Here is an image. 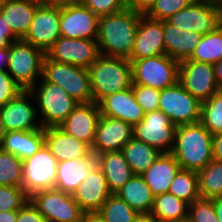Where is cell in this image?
Instances as JSON below:
<instances>
[{
  "mask_svg": "<svg viewBox=\"0 0 222 222\" xmlns=\"http://www.w3.org/2000/svg\"><path fill=\"white\" fill-rule=\"evenodd\" d=\"M143 14L124 9L118 13L99 17L97 44L100 55L129 58Z\"/></svg>",
  "mask_w": 222,
  "mask_h": 222,
  "instance_id": "cell-1",
  "label": "cell"
},
{
  "mask_svg": "<svg viewBox=\"0 0 222 222\" xmlns=\"http://www.w3.org/2000/svg\"><path fill=\"white\" fill-rule=\"evenodd\" d=\"M213 135L200 123L177 126L171 154L181 169L199 172L213 160Z\"/></svg>",
  "mask_w": 222,
  "mask_h": 222,
  "instance_id": "cell-2",
  "label": "cell"
},
{
  "mask_svg": "<svg viewBox=\"0 0 222 222\" xmlns=\"http://www.w3.org/2000/svg\"><path fill=\"white\" fill-rule=\"evenodd\" d=\"M87 70L95 103L132 87L131 62L127 58L100 55Z\"/></svg>",
  "mask_w": 222,
  "mask_h": 222,
  "instance_id": "cell-3",
  "label": "cell"
},
{
  "mask_svg": "<svg viewBox=\"0 0 222 222\" xmlns=\"http://www.w3.org/2000/svg\"><path fill=\"white\" fill-rule=\"evenodd\" d=\"M40 86L34 85L32 93L42 128L58 127L79 104L59 85L41 77Z\"/></svg>",
  "mask_w": 222,
  "mask_h": 222,
  "instance_id": "cell-4",
  "label": "cell"
},
{
  "mask_svg": "<svg viewBox=\"0 0 222 222\" xmlns=\"http://www.w3.org/2000/svg\"><path fill=\"white\" fill-rule=\"evenodd\" d=\"M42 77L61 86L78 103L93 102L89 73L86 68L43 59Z\"/></svg>",
  "mask_w": 222,
  "mask_h": 222,
  "instance_id": "cell-5",
  "label": "cell"
},
{
  "mask_svg": "<svg viewBox=\"0 0 222 222\" xmlns=\"http://www.w3.org/2000/svg\"><path fill=\"white\" fill-rule=\"evenodd\" d=\"M129 61L133 84L163 90L178 82L180 62L167 54Z\"/></svg>",
  "mask_w": 222,
  "mask_h": 222,
  "instance_id": "cell-6",
  "label": "cell"
},
{
  "mask_svg": "<svg viewBox=\"0 0 222 222\" xmlns=\"http://www.w3.org/2000/svg\"><path fill=\"white\" fill-rule=\"evenodd\" d=\"M45 56L42 50L19 39L10 45L7 72L23 90H30L42 77Z\"/></svg>",
  "mask_w": 222,
  "mask_h": 222,
  "instance_id": "cell-7",
  "label": "cell"
},
{
  "mask_svg": "<svg viewBox=\"0 0 222 222\" xmlns=\"http://www.w3.org/2000/svg\"><path fill=\"white\" fill-rule=\"evenodd\" d=\"M166 21L179 29L204 35L222 27V5L217 0H195Z\"/></svg>",
  "mask_w": 222,
  "mask_h": 222,
  "instance_id": "cell-8",
  "label": "cell"
},
{
  "mask_svg": "<svg viewBox=\"0 0 222 222\" xmlns=\"http://www.w3.org/2000/svg\"><path fill=\"white\" fill-rule=\"evenodd\" d=\"M29 200L46 222H81L84 214L72 194L55 188L34 192Z\"/></svg>",
  "mask_w": 222,
  "mask_h": 222,
  "instance_id": "cell-9",
  "label": "cell"
},
{
  "mask_svg": "<svg viewBox=\"0 0 222 222\" xmlns=\"http://www.w3.org/2000/svg\"><path fill=\"white\" fill-rule=\"evenodd\" d=\"M175 126L200 122L201 102L177 82L161 90L159 108Z\"/></svg>",
  "mask_w": 222,
  "mask_h": 222,
  "instance_id": "cell-10",
  "label": "cell"
},
{
  "mask_svg": "<svg viewBox=\"0 0 222 222\" xmlns=\"http://www.w3.org/2000/svg\"><path fill=\"white\" fill-rule=\"evenodd\" d=\"M22 162V188L28 196L40 190L54 188L58 161L45 144L33 156Z\"/></svg>",
  "mask_w": 222,
  "mask_h": 222,
  "instance_id": "cell-11",
  "label": "cell"
},
{
  "mask_svg": "<svg viewBox=\"0 0 222 222\" xmlns=\"http://www.w3.org/2000/svg\"><path fill=\"white\" fill-rule=\"evenodd\" d=\"M177 126L160 110L146 113L143 120L133 125V138L149 144L161 153H171Z\"/></svg>",
  "mask_w": 222,
  "mask_h": 222,
  "instance_id": "cell-12",
  "label": "cell"
},
{
  "mask_svg": "<svg viewBox=\"0 0 222 222\" xmlns=\"http://www.w3.org/2000/svg\"><path fill=\"white\" fill-rule=\"evenodd\" d=\"M178 82L201 103L218 90L213 64L183 60L179 64Z\"/></svg>",
  "mask_w": 222,
  "mask_h": 222,
  "instance_id": "cell-13",
  "label": "cell"
},
{
  "mask_svg": "<svg viewBox=\"0 0 222 222\" xmlns=\"http://www.w3.org/2000/svg\"><path fill=\"white\" fill-rule=\"evenodd\" d=\"M45 55L59 63L88 69L100 56V52L96 40L60 36Z\"/></svg>",
  "mask_w": 222,
  "mask_h": 222,
  "instance_id": "cell-14",
  "label": "cell"
},
{
  "mask_svg": "<svg viewBox=\"0 0 222 222\" xmlns=\"http://www.w3.org/2000/svg\"><path fill=\"white\" fill-rule=\"evenodd\" d=\"M34 101L32 93L29 90H23L4 106L0 107L2 120L7 132L42 129L37 107L33 105Z\"/></svg>",
  "mask_w": 222,
  "mask_h": 222,
  "instance_id": "cell-15",
  "label": "cell"
},
{
  "mask_svg": "<svg viewBox=\"0 0 222 222\" xmlns=\"http://www.w3.org/2000/svg\"><path fill=\"white\" fill-rule=\"evenodd\" d=\"M60 8L40 4L26 36L22 39L32 44L45 54L61 36Z\"/></svg>",
  "mask_w": 222,
  "mask_h": 222,
  "instance_id": "cell-16",
  "label": "cell"
},
{
  "mask_svg": "<svg viewBox=\"0 0 222 222\" xmlns=\"http://www.w3.org/2000/svg\"><path fill=\"white\" fill-rule=\"evenodd\" d=\"M99 17L80 2L60 8V34L71 39H97Z\"/></svg>",
  "mask_w": 222,
  "mask_h": 222,
  "instance_id": "cell-17",
  "label": "cell"
},
{
  "mask_svg": "<svg viewBox=\"0 0 222 222\" xmlns=\"http://www.w3.org/2000/svg\"><path fill=\"white\" fill-rule=\"evenodd\" d=\"M133 138V125L117 118L100 117L91 152L97 155L121 151L124 145Z\"/></svg>",
  "mask_w": 222,
  "mask_h": 222,
  "instance_id": "cell-18",
  "label": "cell"
},
{
  "mask_svg": "<svg viewBox=\"0 0 222 222\" xmlns=\"http://www.w3.org/2000/svg\"><path fill=\"white\" fill-rule=\"evenodd\" d=\"M100 117L98 103H79L58 127L91 148Z\"/></svg>",
  "mask_w": 222,
  "mask_h": 222,
  "instance_id": "cell-19",
  "label": "cell"
},
{
  "mask_svg": "<svg viewBox=\"0 0 222 222\" xmlns=\"http://www.w3.org/2000/svg\"><path fill=\"white\" fill-rule=\"evenodd\" d=\"M166 54L163 21L142 15L138 24L129 60H136Z\"/></svg>",
  "mask_w": 222,
  "mask_h": 222,
  "instance_id": "cell-20",
  "label": "cell"
},
{
  "mask_svg": "<svg viewBox=\"0 0 222 222\" xmlns=\"http://www.w3.org/2000/svg\"><path fill=\"white\" fill-rule=\"evenodd\" d=\"M111 194L103 171L97 165L72 195L84 213H97Z\"/></svg>",
  "mask_w": 222,
  "mask_h": 222,
  "instance_id": "cell-21",
  "label": "cell"
},
{
  "mask_svg": "<svg viewBox=\"0 0 222 222\" xmlns=\"http://www.w3.org/2000/svg\"><path fill=\"white\" fill-rule=\"evenodd\" d=\"M102 116L120 119L135 125L143 120L145 113L136 102L132 87L108 95L98 102Z\"/></svg>",
  "mask_w": 222,
  "mask_h": 222,
  "instance_id": "cell-22",
  "label": "cell"
},
{
  "mask_svg": "<svg viewBox=\"0 0 222 222\" xmlns=\"http://www.w3.org/2000/svg\"><path fill=\"white\" fill-rule=\"evenodd\" d=\"M97 165L98 160L94 152H91L84 158L58 162L54 188L65 193L73 194L79 184Z\"/></svg>",
  "mask_w": 222,
  "mask_h": 222,
  "instance_id": "cell-23",
  "label": "cell"
},
{
  "mask_svg": "<svg viewBox=\"0 0 222 222\" xmlns=\"http://www.w3.org/2000/svg\"><path fill=\"white\" fill-rule=\"evenodd\" d=\"M44 144L58 162L84 158L91 153V148L59 127L44 128Z\"/></svg>",
  "mask_w": 222,
  "mask_h": 222,
  "instance_id": "cell-24",
  "label": "cell"
},
{
  "mask_svg": "<svg viewBox=\"0 0 222 222\" xmlns=\"http://www.w3.org/2000/svg\"><path fill=\"white\" fill-rule=\"evenodd\" d=\"M41 3L38 0H7L0 2V13L18 39H23Z\"/></svg>",
  "mask_w": 222,
  "mask_h": 222,
  "instance_id": "cell-25",
  "label": "cell"
},
{
  "mask_svg": "<svg viewBox=\"0 0 222 222\" xmlns=\"http://www.w3.org/2000/svg\"><path fill=\"white\" fill-rule=\"evenodd\" d=\"M180 166L171 153H161L141 175L154 196L169 192V186Z\"/></svg>",
  "mask_w": 222,
  "mask_h": 222,
  "instance_id": "cell-26",
  "label": "cell"
},
{
  "mask_svg": "<svg viewBox=\"0 0 222 222\" xmlns=\"http://www.w3.org/2000/svg\"><path fill=\"white\" fill-rule=\"evenodd\" d=\"M166 54L178 62L189 59L199 43L202 34L179 29L163 21Z\"/></svg>",
  "mask_w": 222,
  "mask_h": 222,
  "instance_id": "cell-27",
  "label": "cell"
},
{
  "mask_svg": "<svg viewBox=\"0 0 222 222\" xmlns=\"http://www.w3.org/2000/svg\"><path fill=\"white\" fill-rule=\"evenodd\" d=\"M44 145V128L32 131H8L0 149L14 154L22 161L33 156Z\"/></svg>",
  "mask_w": 222,
  "mask_h": 222,
  "instance_id": "cell-28",
  "label": "cell"
},
{
  "mask_svg": "<svg viewBox=\"0 0 222 222\" xmlns=\"http://www.w3.org/2000/svg\"><path fill=\"white\" fill-rule=\"evenodd\" d=\"M97 160L112 194H115L134 175L122 151L99 154Z\"/></svg>",
  "mask_w": 222,
  "mask_h": 222,
  "instance_id": "cell-29",
  "label": "cell"
},
{
  "mask_svg": "<svg viewBox=\"0 0 222 222\" xmlns=\"http://www.w3.org/2000/svg\"><path fill=\"white\" fill-rule=\"evenodd\" d=\"M115 194L138 214H150L154 195L141 175H133Z\"/></svg>",
  "mask_w": 222,
  "mask_h": 222,
  "instance_id": "cell-30",
  "label": "cell"
},
{
  "mask_svg": "<svg viewBox=\"0 0 222 222\" xmlns=\"http://www.w3.org/2000/svg\"><path fill=\"white\" fill-rule=\"evenodd\" d=\"M189 204L166 192L154 196L150 212L158 222H187Z\"/></svg>",
  "mask_w": 222,
  "mask_h": 222,
  "instance_id": "cell-31",
  "label": "cell"
},
{
  "mask_svg": "<svg viewBox=\"0 0 222 222\" xmlns=\"http://www.w3.org/2000/svg\"><path fill=\"white\" fill-rule=\"evenodd\" d=\"M121 151L134 175H142L161 154L155 147L134 138Z\"/></svg>",
  "mask_w": 222,
  "mask_h": 222,
  "instance_id": "cell-32",
  "label": "cell"
},
{
  "mask_svg": "<svg viewBox=\"0 0 222 222\" xmlns=\"http://www.w3.org/2000/svg\"><path fill=\"white\" fill-rule=\"evenodd\" d=\"M188 60L215 64L222 60V27L202 35Z\"/></svg>",
  "mask_w": 222,
  "mask_h": 222,
  "instance_id": "cell-33",
  "label": "cell"
},
{
  "mask_svg": "<svg viewBox=\"0 0 222 222\" xmlns=\"http://www.w3.org/2000/svg\"><path fill=\"white\" fill-rule=\"evenodd\" d=\"M200 198L222 197V161L213 159L198 172Z\"/></svg>",
  "mask_w": 222,
  "mask_h": 222,
  "instance_id": "cell-34",
  "label": "cell"
},
{
  "mask_svg": "<svg viewBox=\"0 0 222 222\" xmlns=\"http://www.w3.org/2000/svg\"><path fill=\"white\" fill-rule=\"evenodd\" d=\"M169 193L188 204L199 199L198 172L180 168L169 186Z\"/></svg>",
  "mask_w": 222,
  "mask_h": 222,
  "instance_id": "cell-35",
  "label": "cell"
},
{
  "mask_svg": "<svg viewBox=\"0 0 222 222\" xmlns=\"http://www.w3.org/2000/svg\"><path fill=\"white\" fill-rule=\"evenodd\" d=\"M97 214L103 222H134L139 215L116 194L107 198Z\"/></svg>",
  "mask_w": 222,
  "mask_h": 222,
  "instance_id": "cell-36",
  "label": "cell"
},
{
  "mask_svg": "<svg viewBox=\"0 0 222 222\" xmlns=\"http://www.w3.org/2000/svg\"><path fill=\"white\" fill-rule=\"evenodd\" d=\"M200 123L212 134L222 132V90L201 103Z\"/></svg>",
  "mask_w": 222,
  "mask_h": 222,
  "instance_id": "cell-37",
  "label": "cell"
},
{
  "mask_svg": "<svg viewBox=\"0 0 222 222\" xmlns=\"http://www.w3.org/2000/svg\"><path fill=\"white\" fill-rule=\"evenodd\" d=\"M22 180V160L0 149V185L22 187Z\"/></svg>",
  "mask_w": 222,
  "mask_h": 222,
  "instance_id": "cell-38",
  "label": "cell"
},
{
  "mask_svg": "<svg viewBox=\"0 0 222 222\" xmlns=\"http://www.w3.org/2000/svg\"><path fill=\"white\" fill-rule=\"evenodd\" d=\"M194 1L195 0H155L144 15L153 20L166 21Z\"/></svg>",
  "mask_w": 222,
  "mask_h": 222,
  "instance_id": "cell-39",
  "label": "cell"
},
{
  "mask_svg": "<svg viewBox=\"0 0 222 222\" xmlns=\"http://www.w3.org/2000/svg\"><path fill=\"white\" fill-rule=\"evenodd\" d=\"M28 200L22 187L0 185V212L19 210Z\"/></svg>",
  "mask_w": 222,
  "mask_h": 222,
  "instance_id": "cell-40",
  "label": "cell"
},
{
  "mask_svg": "<svg viewBox=\"0 0 222 222\" xmlns=\"http://www.w3.org/2000/svg\"><path fill=\"white\" fill-rule=\"evenodd\" d=\"M187 222H220L215 214L213 200L199 198L189 204Z\"/></svg>",
  "mask_w": 222,
  "mask_h": 222,
  "instance_id": "cell-41",
  "label": "cell"
},
{
  "mask_svg": "<svg viewBox=\"0 0 222 222\" xmlns=\"http://www.w3.org/2000/svg\"><path fill=\"white\" fill-rule=\"evenodd\" d=\"M132 89L136 102L143 108L145 114L158 110L161 90L140 84H132Z\"/></svg>",
  "mask_w": 222,
  "mask_h": 222,
  "instance_id": "cell-42",
  "label": "cell"
},
{
  "mask_svg": "<svg viewBox=\"0 0 222 222\" xmlns=\"http://www.w3.org/2000/svg\"><path fill=\"white\" fill-rule=\"evenodd\" d=\"M80 3L88 7L98 17L126 9L125 0H81Z\"/></svg>",
  "mask_w": 222,
  "mask_h": 222,
  "instance_id": "cell-43",
  "label": "cell"
},
{
  "mask_svg": "<svg viewBox=\"0 0 222 222\" xmlns=\"http://www.w3.org/2000/svg\"><path fill=\"white\" fill-rule=\"evenodd\" d=\"M23 89L7 71L0 72V107L16 97Z\"/></svg>",
  "mask_w": 222,
  "mask_h": 222,
  "instance_id": "cell-44",
  "label": "cell"
},
{
  "mask_svg": "<svg viewBox=\"0 0 222 222\" xmlns=\"http://www.w3.org/2000/svg\"><path fill=\"white\" fill-rule=\"evenodd\" d=\"M16 222H46V220L34 204L28 200L18 210V218Z\"/></svg>",
  "mask_w": 222,
  "mask_h": 222,
  "instance_id": "cell-45",
  "label": "cell"
},
{
  "mask_svg": "<svg viewBox=\"0 0 222 222\" xmlns=\"http://www.w3.org/2000/svg\"><path fill=\"white\" fill-rule=\"evenodd\" d=\"M18 40L19 39L10 29L9 25L5 22L4 17L0 13V48L8 47L11 43Z\"/></svg>",
  "mask_w": 222,
  "mask_h": 222,
  "instance_id": "cell-46",
  "label": "cell"
},
{
  "mask_svg": "<svg viewBox=\"0 0 222 222\" xmlns=\"http://www.w3.org/2000/svg\"><path fill=\"white\" fill-rule=\"evenodd\" d=\"M155 0H125L126 9L145 14Z\"/></svg>",
  "mask_w": 222,
  "mask_h": 222,
  "instance_id": "cell-47",
  "label": "cell"
},
{
  "mask_svg": "<svg viewBox=\"0 0 222 222\" xmlns=\"http://www.w3.org/2000/svg\"><path fill=\"white\" fill-rule=\"evenodd\" d=\"M212 152L213 159L222 161V132L213 135Z\"/></svg>",
  "mask_w": 222,
  "mask_h": 222,
  "instance_id": "cell-48",
  "label": "cell"
},
{
  "mask_svg": "<svg viewBox=\"0 0 222 222\" xmlns=\"http://www.w3.org/2000/svg\"><path fill=\"white\" fill-rule=\"evenodd\" d=\"M42 5L52 7H66L79 3L78 0H38Z\"/></svg>",
  "mask_w": 222,
  "mask_h": 222,
  "instance_id": "cell-49",
  "label": "cell"
},
{
  "mask_svg": "<svg viewBox=\"0 0 222 222\" xmlns=\"http://www.w3.org/2000/svg\"><path fill=\"white\" fill-rule=\"evenodd\" d=\"M10 60V46L0 48V72L7 71Z\"/></svg>",
  "mask_w": 222,
  "mask_h": 222,
  "instance_id": "cell-50",
  "label": "cell"
},
{
  "mask_svg": "<svg viewBox=\"0 0 222 222\" xmlns=\"http://www.w3.org/2000/svg\"><path fill=\"white\" fill-rule=\"evenodd\" d=\"M18 218V210H9L0 212V222H16Z\"/></svg>",
  "mask_w": 222,
  "mask_h": 222,
  "instance_id": "cell-51",
  "label": "cell"
},
{
  "mask_svg": "<svg viewBox=\"0 0 222 222\" xmlns=\"http://www.w3.org/2000/svg\"><path fill=\"white\" fill-rule=\"evenodd\" d=\"M213 67L218 88L222 90V60L213 64Z\"/></svg>",
  "mask_w": 222,
  "mask_h": 222,
  "instance_id": "cell-52",
  "label": "cell"
},
{
  "mask_svg": "<svg viewBox=\"0 0 222 222\" xmlns=\"http://www.w3.org/2000/svg\"><path fill=\"white\" fill-rule=\"evenodd\" d=\"M213 200L214 210L217 218L222 222V197L211 198Z\"/></svg>",
  "mask_w": 222,
  "mask_h": 222,
  "instance_id": "cell-53",
  "label": "cell"
},
{
  "mask_svg": "<svg viewBox=\"0 0 222 222\" xmlns=\"http://www.w3.org/2000/svg\"><path fill=\"white\" fill-rule=\"evenodd\" d=\"M81 222H103L97 213H84Z\"/></svg>",
  "mask_w": 222,
  "mask_h": 222,
  "instance_id": "cell-54",
  "label": "cell"
},
{
  "mask_svg": "<svg viewBox=\"0 0 222 222\" xmlns=\"http://www.w3.org/2000/svg\"><path fill=\"white\" fill-rule=\"evenodd\" d=\"M134 222H158V221L150 214H139L138 217L134 220Z\"/></svg>",
  "mask_w": 222,
  "mask_h": 222,
  "instance_id": "cell-55",
  "label": "cell"
},
{
  "mask_svg": "<svg viewBox=\"0 0 222 222\" xmlns=\"http://www.w3.org/2000/svg\"><path fill=\"white\" fill-rule=\"evenodd\" d=\"M6 129L2 120V116H1V112H0V143L2 141V138L4 137V135L6 134Z\"/></svg>",
  "mask_w": 222,
  "mask_h": 222,
  "instance_id": "cell-56",
  "label": "cell"
}]
</instances>
